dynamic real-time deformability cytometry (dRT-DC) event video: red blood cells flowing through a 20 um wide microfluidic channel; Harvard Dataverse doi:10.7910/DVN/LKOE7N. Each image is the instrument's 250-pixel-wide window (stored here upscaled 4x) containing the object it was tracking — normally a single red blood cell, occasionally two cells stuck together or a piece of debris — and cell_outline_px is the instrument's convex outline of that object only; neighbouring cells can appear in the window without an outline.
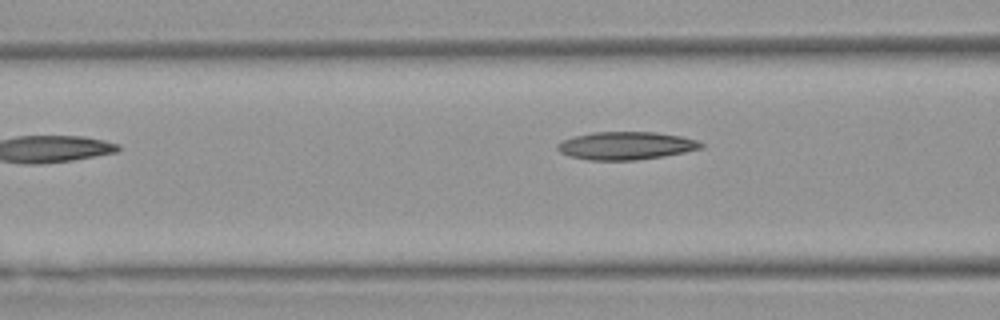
{"species": "Egyptian fruit bat (a non-hibernating species)", "species_latin": "Rousettus aegyptiacus", "temperature_condition": "warm", "stored_images_in_passage": 7, "camera_frame_rate_fps": 3000, "um_per_image_px": 0.085, "animal": {"sex": "female"}, "frame": {"image": 1, "passage_image": 6, "time_ms": 1.667, "image_size_px": [1000, 320], "cell_outline_px": [[704, 148], [664, 156], [636, 160], [588, 160], [568, 156], [560, 152], [556, 148], [556, 144], [560, 140], [592, 132], [656, 132], [680, 136], [696, 140], [704, 144]], "centroid_in_image_um": [53.18, 12.38], "position_along_channel_um": 113.4, "area_um2": 23.47}}
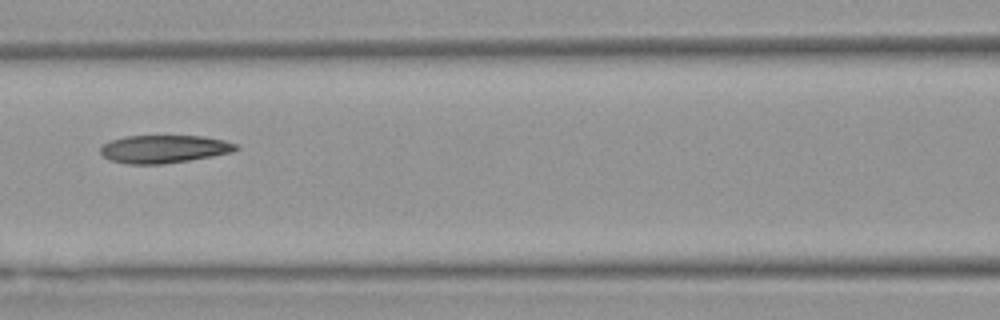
{"frame": {"image": 2, "passage_image": 7, "time_ms": 2.0, "image_size_px": [1000, 320], "cell_outline_px": [[240, 148], [232, 152], [212, 156], [164, 164], [128, 164], [112, 160], [104, 156], [100, 152], [100, 148], [104, 144], [112, 140], [124, 136], [204, 136], [224, 140], [236, 144]], "centroid_in_image_um": [13.96, 12.66], "position_along_channel_um": 152.6, "area_um2": 21.91}}